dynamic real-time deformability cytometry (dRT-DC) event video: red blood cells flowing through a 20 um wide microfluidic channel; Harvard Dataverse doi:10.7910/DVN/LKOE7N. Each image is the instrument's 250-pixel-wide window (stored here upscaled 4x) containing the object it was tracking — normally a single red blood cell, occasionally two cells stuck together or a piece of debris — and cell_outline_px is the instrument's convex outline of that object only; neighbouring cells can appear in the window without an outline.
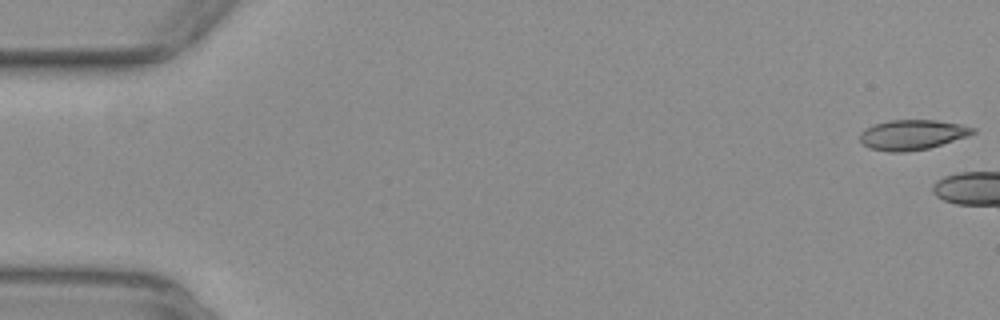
{"species": "common noctule bat (a hibernating species)", "species_latin": "Nyctalus noctula", "temperature_condition": "warm", "stored_images_in_passage": 7, "camera_frame_rate_fps": 3000, "um_per_image_px": 0.085, "animal": {"sex": "female", "body_mass_g": 29.2, "forearm_length_mm": 56.3}, "frame": {"image": 1, "passage_image": 1, "time_ms": 0.0, "image_size_px": [1000, 320], "cell_outline_px": [[976, 132], [968, 136], [928, 148], [904, 152], [888, 152], [868, 148], [860, 140], [860, 132], [864, 128], [888, 120], [936, 120], [960, 124], [976, 128]], "centroid_in_image_um": [77.53, 11.45], "position_along_channel_um": 7.5, "area_um2": 19.77}}